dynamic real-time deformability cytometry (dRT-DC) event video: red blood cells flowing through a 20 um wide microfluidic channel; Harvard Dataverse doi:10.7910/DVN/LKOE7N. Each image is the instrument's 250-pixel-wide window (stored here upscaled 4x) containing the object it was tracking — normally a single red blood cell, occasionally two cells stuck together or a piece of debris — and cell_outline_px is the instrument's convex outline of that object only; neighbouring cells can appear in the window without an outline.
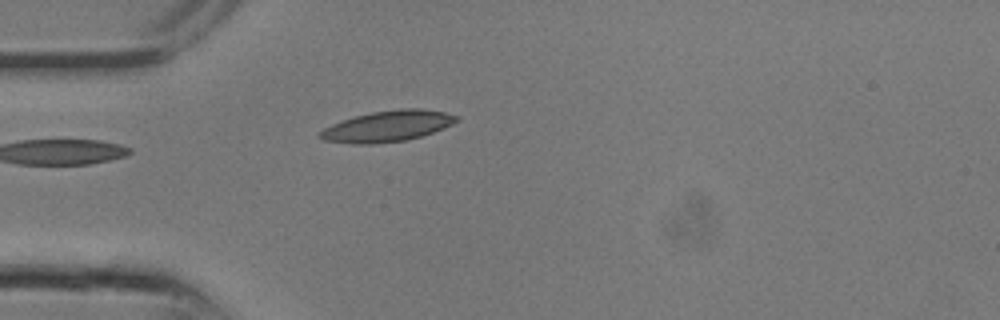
{"species": "common noctule bat (a hibernating species)", "species_latin": "Nyctalus noctula", "temperature_condition": "room temperature", "stored_images_in_passage": 8, "camera_frame_rate_fps": 3000, "um_per_image_px": 0.085, "animal": {"sex": "male", "body_mass_g": 13.3}, "frame": {"image": 1, "passage_image": 8, "time_ms": 2.333, "image_size_px": [1000, 320], "cell_outline_px": [[460, 120], [444, 128], [420, 136], [404, 140], [372, 144], [352, 144], [324, 140], [316, 136], [316, 132], [332, 124], [356, 116], [372, 112], [400, 108], [420, 108], [444, 112], [460, 116]], "centroid_in_image_um": [32.93, 10.72], "position_along_channel_um": 52.1, "area_um2": 24.62}}